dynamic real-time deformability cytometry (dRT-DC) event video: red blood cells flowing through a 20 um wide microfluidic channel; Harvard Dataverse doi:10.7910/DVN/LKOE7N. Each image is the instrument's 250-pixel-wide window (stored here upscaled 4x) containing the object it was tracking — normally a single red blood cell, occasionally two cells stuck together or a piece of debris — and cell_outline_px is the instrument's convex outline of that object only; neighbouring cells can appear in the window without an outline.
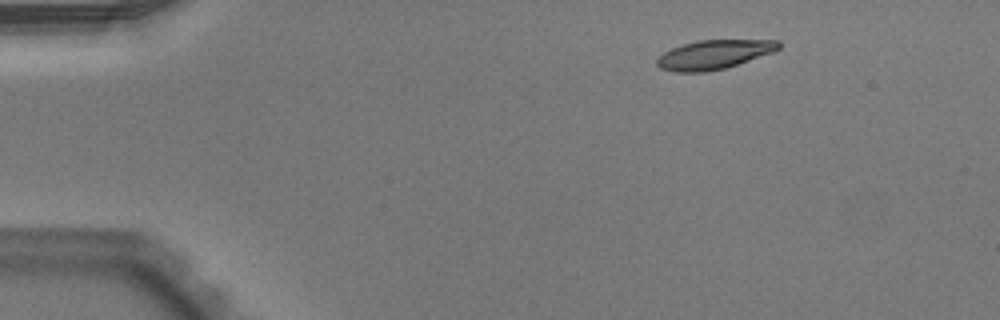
{"species": "Egyptian fruit bat (a non-hibernating species)", "species_latin": "Rousettus aegyptiacus", "temperature_condition": "warm", "stored_images_in_passage": 45, "camera_frame_rate_fps": 3000, "um_per_image_px": 0.085, "animal": {"sex": "male"}, "frame": {"image": 1, "passage_image": 1, "time_ms": 0.0, "image_size_px": [1000, 320], "cell_outline_px": [[780, 48], [772, 52], [724, 68], [704, 72], [672, 72], [660, 68], [656, 64], [656, 60], [664, 52], [672, 48], [684, 44], [700, 40], [780, 40]], "centroid_in_image_um": [60.65, 4.64], "position_along_channel_um": 24.3, "area_um2": 20.35}}
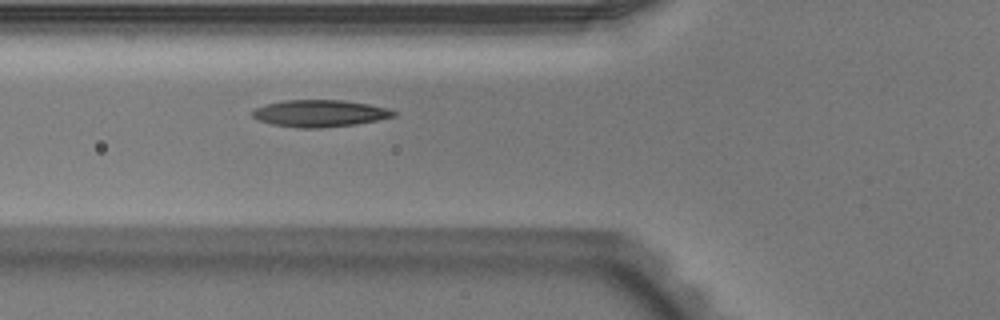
{"frame": {"image": 2, "passage_image": 13, "time_ms": 4.0, "image_size_px": [1000, 320], "cell_outline_px": [[396, 116], [356, 124], [320, 128], [300, 128], [272, 124], [260, 120], [252, 116], [252, 112], [256, 108], [264, 104], [284, 100], [340, 100], [368, 104], [388, 108], [396, 112]], "centroid_in_image_um": [27.18, 9.63], "position_along_channel_um": 98.6, "area_um2": 22.02}}
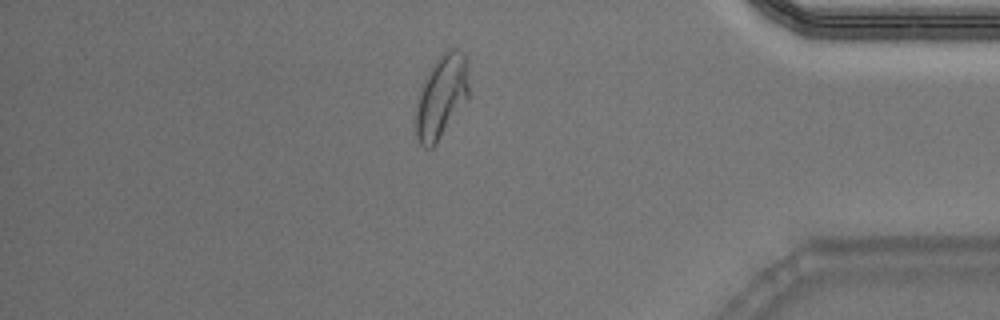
{"frame": {"image": 3, "passage_image": 38, "time_ms": 12.333, "image_size_px": [1000, 320], "cell_outline_px": [[468, 96], [432, 148], [424, 148], [420, 144], [416, 136], [416, 96], [428, 72], [440, 56], [448, 48], [456, 48], [468, 56]], "centroid_in_image_um": [37.51, 8.16], "position_along_channel_um": 397.7, "area_um2": 25.43}, "authors_computed_cell_mechanics": {"area_um2": 21.9062, "velocity_mm_per_s": 3.9176, "shape_relaxation_time_tau1_ms": 4.9865, "shape_relaxation_time_tau2_ms": 1.5115, "deformation_change_tau1": 0.1753, "deformation_change_tau2": 0.0791}}